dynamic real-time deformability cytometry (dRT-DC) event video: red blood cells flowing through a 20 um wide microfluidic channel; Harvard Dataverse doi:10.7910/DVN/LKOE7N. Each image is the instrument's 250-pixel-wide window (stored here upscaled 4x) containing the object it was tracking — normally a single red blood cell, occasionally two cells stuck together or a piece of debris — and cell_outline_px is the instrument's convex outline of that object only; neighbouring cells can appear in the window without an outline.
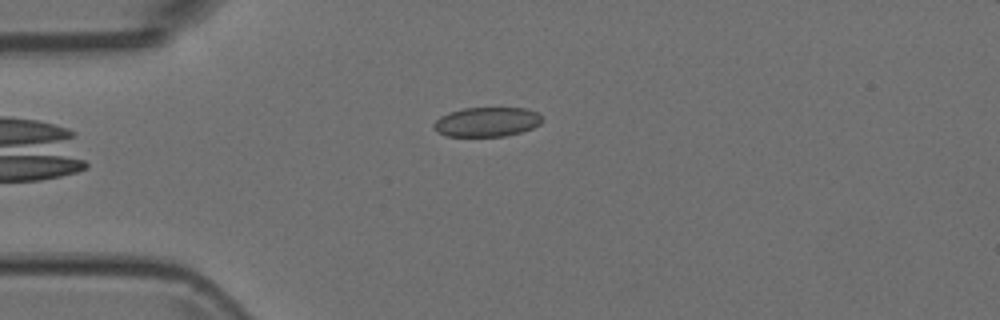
{"species": "Egyptian fruit bat (a non-hibernating species)", "species_latin": "Rousettus aegyptiacus", "temperature_condition": "room temperature", "stored_images_in_passage": 11, "camera_frame_rate_fps": 3000, "um_per_image_px": 0.085, "animal": {"sex": "female"}, "frame": {"image": 1, "passage_image": 5, "time_ms": 1.333, "image_size_px": [1000, 320], "cell_outline_px": [[544, 120], [540, 124], [532, 128], [520, 132], [504, 136], [444, 136], [436, 132], [432, 124], [440, 116], [448, 112], [464, 108], [528, 108], [536, 112]], "centroid_in_image_um": [41.35, 10.36], "position_along_channel_um": 43.6, "area_um2": 18.73}}
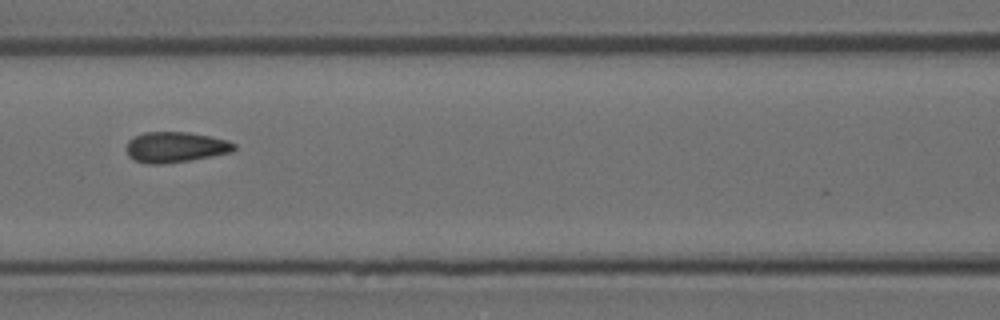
{"frame": {"image": 2, "passage_image": 8, "time_ms": 2.333, "image_size_px": [1000, 320], "cell_outline_px": [[236, 148], [232, 152], [188, 160], [160, 164], [148, 164], [136, 160], [128, 156], [128, 140], [144, 132], [188, 132], [228, 140], [236, 144]], "centroid_in_image_um": [14.93, 12.5], "position_along_channel_um": 151.7, "area_um2": 18.9}}
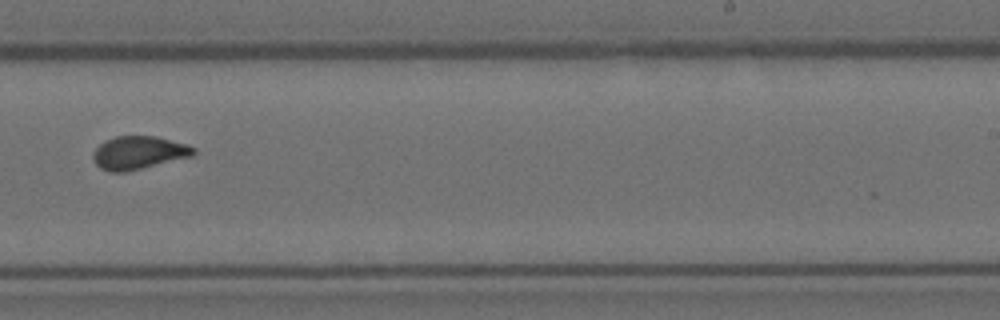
{"frame": {"image": 3, "passage_image": 11, "time_ms": 3.333, "image_size_px": [1000, 320], "cell_outline_px": [[196, 152], [192, 156], [124, 172], [112, 172], [100, 168], [92, 160], [92, 152], [104, 140], [116, 136], [156, 136], [188, 144], [196, 148]], "centroid_in_image_um": [11.77, 12.97], "position_along_channel_um": 277.2, "area_um2": 19.42}}